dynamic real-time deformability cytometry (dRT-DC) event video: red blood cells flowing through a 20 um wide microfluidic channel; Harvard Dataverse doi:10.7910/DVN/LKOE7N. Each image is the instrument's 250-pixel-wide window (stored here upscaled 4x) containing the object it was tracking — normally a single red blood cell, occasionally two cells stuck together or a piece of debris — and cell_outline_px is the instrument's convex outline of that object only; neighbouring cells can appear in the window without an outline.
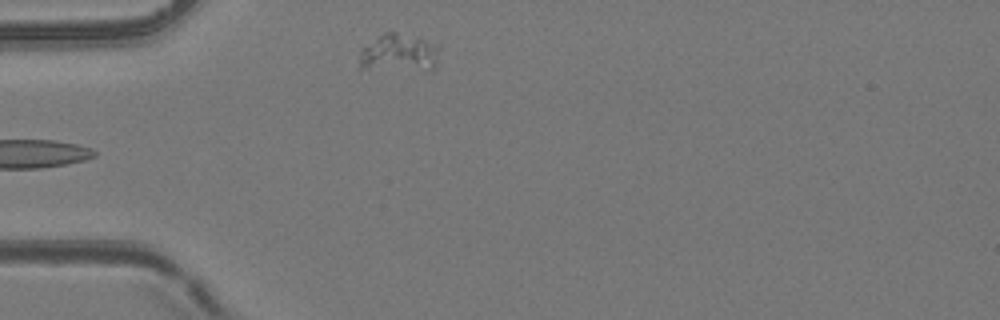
{"species": "common noctule bat (a hibernating species)", "species_latin": "Nyctalus noctula", "temperature_condition": "room temperature", "stored_images_in_passage": 7, "camera_frame_rate_fps": 3000, "um_per_image_px": 0.085, "animal": {"sex": "female", "body_mass_g": 24.6, "forearm_length_mm": 56.2}, "frame": {"image": 1, "passage_image": 7, "time_ms": 7.667, "image_size_px": [1000, 320], "cell_outline_px": [[440, 48], [436, 64], [432, 72], [360, 68], [360, 52], [364, 48], [380, 36], [388, 32], [396, 32], [420, 36], [440, 44]], "centroid_in_image_um": [34.05, 4.52], "position_along_channel_um": 51.0, "area_um2": 18.21}}